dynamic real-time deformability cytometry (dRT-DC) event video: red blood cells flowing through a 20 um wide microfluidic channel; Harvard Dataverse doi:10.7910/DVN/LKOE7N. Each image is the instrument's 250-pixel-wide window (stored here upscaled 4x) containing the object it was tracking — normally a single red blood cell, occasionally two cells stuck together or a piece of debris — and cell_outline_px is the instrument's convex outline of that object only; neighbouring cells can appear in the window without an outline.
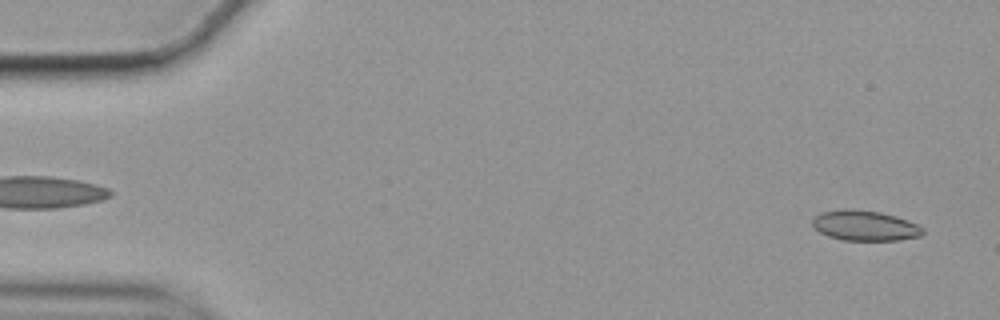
{"species": "common noctule bat (a hibernating species)", "species_latin": "Nyctalus noctula", "temperature_condition": "cold", "stored_images_in_passage": 55, "camera_frame_rate_fps": 3000, "um_per_image_px": 0.085, "animal": {"sex": "female", "body_mass_g": 19.9}, "frame": {"image": 1, "passage_image": 2, "time_ms": 0.333, "image_size_px": [1000, 320], "cell_outline_px": [[924, 232], [920, 236], [900, 240], [840, 240], [828, 236], [820, 232], [812, 224], [812, 220], [820, 212], [880, 212], [896, 216], [908, 220], [924, 228]], "centroid_in_image_um": [73.58, 19.23], "position_along_channel_um": 11.4, "area_um2": 18.61}}
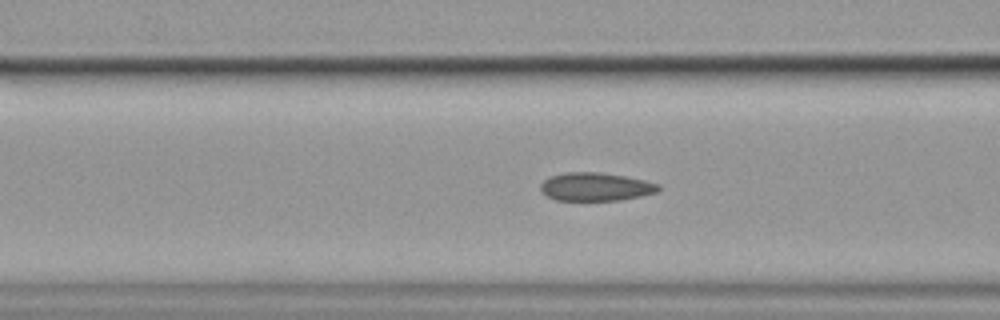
{"frame": {"image": 2, "passage_image": 21, "time_ms": 6.667, "image_size_px": [1000, 320], "cell_outline_px": [[660, 188], [656, 192], [640, 196], [620, 200], [556, 200], [548, 196], [540, 188], [540, 184], [548, 176], [568, 172], [600, 172], [624, 176], [644, 180], [660, 184]], "centroid_in_image_um": [50.62, 15.87], "position_along_channel_um": 116.0, "area_um2": 19.31}}
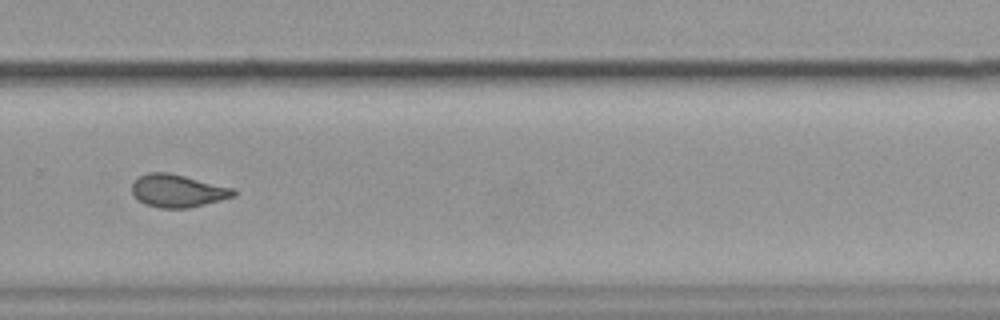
{"frame": {"image": 3, "passage_image": 38, "time_ms": 12.333, "image_size_px": [1000, 320], "cell_outline_px": [[236, 196], [188, 208], [160, 208], [144, 204], [132, 192], [132, 184], [140, 176], [148, 172], [168, 172], [236, 188]], "centroid_in_image_um": [15.14, 16.21], "position_along_channel_um": 314.7, "area_um2": 19.36}}